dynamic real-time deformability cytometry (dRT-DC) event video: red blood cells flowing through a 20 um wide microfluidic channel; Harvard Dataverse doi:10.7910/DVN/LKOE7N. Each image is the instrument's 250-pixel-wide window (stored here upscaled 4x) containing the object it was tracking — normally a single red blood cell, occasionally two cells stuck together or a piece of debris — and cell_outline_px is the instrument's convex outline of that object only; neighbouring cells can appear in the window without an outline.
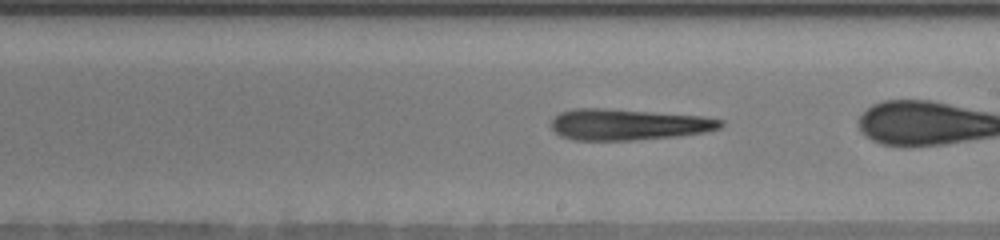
{"species": "human", "species_latin": "Homo sapiens", "temperature_condition": "warm", "stored_images_in_passage": 43, "camera_frame_rate_fps": 3000, "um_per_image_px": 0.085, "donor": {"sex": "male"}, "frame": {"image": 1, "passage_image": 31, "time_ms": 10.0, "image_size_px": [1000, 240], "cell_outline_px": [[724, 124], [720, 128], [704, 132], [676, 136], [632, 140], [576, 140], [560, 136], [552, 128], [552, 120], [560, 112], [572, 108], [604, 108], [700, 116], [724, 120]], "centroid_in_image_um": [53.38, 10.58], "position_along_channel_um": 235.6, "area_um2": 30.52}}